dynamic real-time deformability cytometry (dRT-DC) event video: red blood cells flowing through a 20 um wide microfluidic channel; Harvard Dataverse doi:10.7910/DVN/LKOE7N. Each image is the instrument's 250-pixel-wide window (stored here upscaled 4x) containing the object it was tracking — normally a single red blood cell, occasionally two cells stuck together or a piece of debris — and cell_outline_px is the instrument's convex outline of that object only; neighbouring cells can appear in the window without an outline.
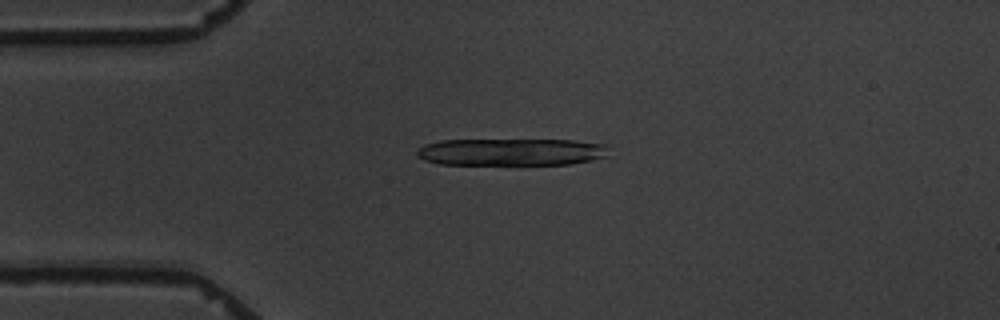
{"species": "common noctule bat (a hibernating species)", "species_latin": "Nyctalus noctula", "temperature_condition": "warm", "stored_images_in_passage": 4, "camera_frame_rate_fps": 3000, "um_per_image_px": 0.085, "animal": {"sex": "male", "body_mass_g": 19.5, "forearm_length_mm": 54.6}, "frame": {"image": 1, "passage_image": 3, "time_ms": 3.333, "image_size_px": [1000, 320], "cell_outline_px": [[608, 156], [592, 160], [572, 164], [440, 164], [424, 160], [416, 156], [416, 152], [424, 144], [440, 140], [572, 140], [608, 144]], "centroid_in_image_um": [43.48, 12.91], "position_along_channel_um": 41.5, "area_um2": 30.52}}